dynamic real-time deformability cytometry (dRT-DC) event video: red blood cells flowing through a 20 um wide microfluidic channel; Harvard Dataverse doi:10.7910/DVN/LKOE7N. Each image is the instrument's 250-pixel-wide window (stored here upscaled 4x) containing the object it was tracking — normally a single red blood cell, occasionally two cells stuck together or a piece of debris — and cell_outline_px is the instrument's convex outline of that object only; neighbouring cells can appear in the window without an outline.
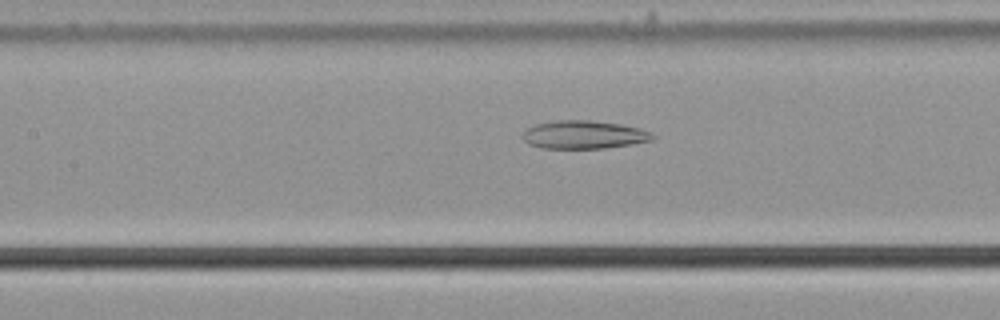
{"species": "common noctule bat (a hibernating species)", "species_latin": "Nyctalus noctula", "temperature_condition": "cold", "stored_images_in_passage": 55, "camera_frame_rate_fps": 3000, "um_per_image_px": 0.085, "animal": {"sex": "male", "body_mass_g": 21.5, "forearm_length_mm": 52.0}, "frame": {"image": 1, "passage_image": 25, "time_ms": 8.0, "image_size_px": [1000, 320], "cell_outline_px": [[656, 136], [652, 140], [632, 144], [604, 148], [544, 148], [528, 144], [520, 136], [528, 128], [536, 124], [556, 120], [592, 120], [620, 124], [640, 128], [652, 132]], "centroid_in_image_um": [49.64, 11.44], "position_along_channel_um": 157.8, "area_um2": 21.39}}
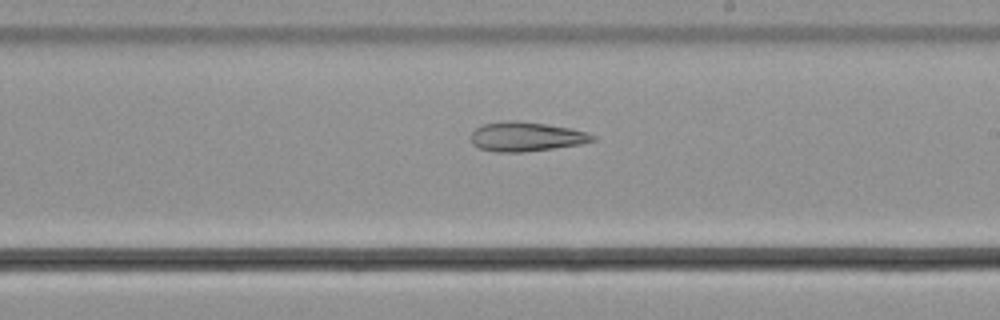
{"frame": {"image": 2, "passage_image": 32, "time_ms": 10.333, "image_size_px": [1000, 320], "cell_outline_px": [[596, 140], [580, 144], [524, 152], [492, 152], [480, 148], [472, 144], [472, 132], [476, 128], [484, 124], [508, 120], [516, 120], [544, 124], [568, 128], [588, 132], [596, 136]], "centroid_in_image_um": [44.72, 11.62], "position_along_channel_um": 244.3, "area_um2": 20.69}}
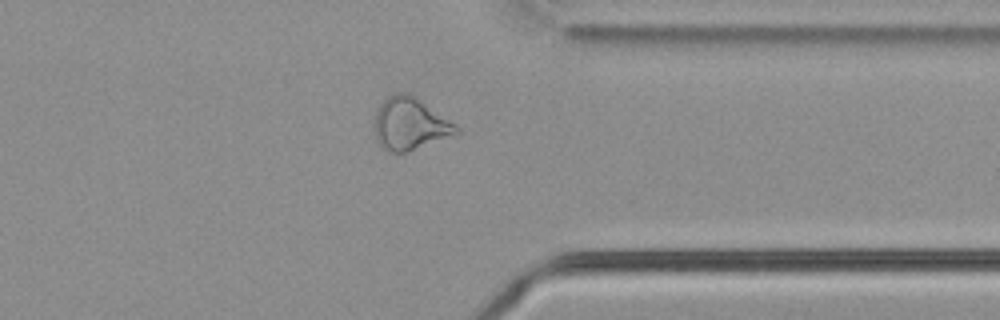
{"frame": {"image": 3, "passage_image": 43, "time_ms": 14.0, "image_size_px": [1000, 320], "cell_outline_px": [[460, 132], [404, 152], [392, 152], [384, 148], [380, 144], [376, 136], [376, 112], [380, 104], [388, 96], [396, 92], [408, 92], [456, 124], [460, 128]], "centroid_in_image_um": [34.85, 10.49], "position_along_channel_um": 376.6, "area_um2": 24.16}, "authors_computed_cell_mechanics": {"area_um2": 27.8596, "velocity_mm_per_s": 3.722, "shape_relaxation_time_tau1_ms": null, "shape_relaxation_time_tau2_ms": 10.1999, "deformation_change_tau1": null, "deformation_change_tau2": 0.2347}}